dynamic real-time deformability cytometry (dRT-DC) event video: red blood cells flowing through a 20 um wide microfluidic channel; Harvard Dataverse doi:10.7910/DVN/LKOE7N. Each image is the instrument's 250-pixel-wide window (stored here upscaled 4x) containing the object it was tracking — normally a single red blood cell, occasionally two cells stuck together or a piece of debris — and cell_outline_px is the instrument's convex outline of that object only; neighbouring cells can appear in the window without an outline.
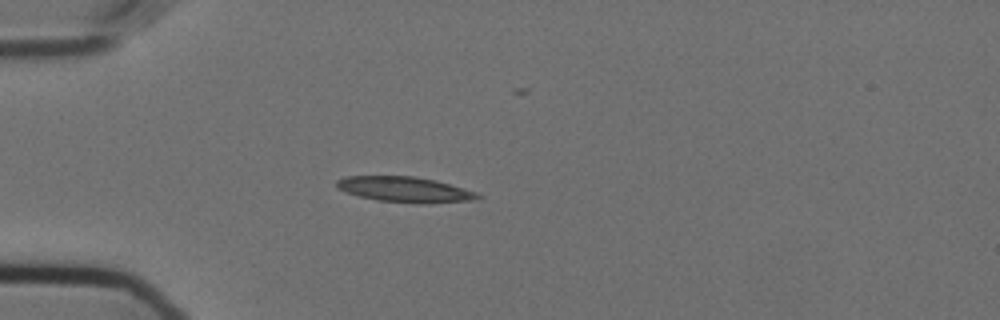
{"species": "Egyptian fruit bat (a non-hibernating species)", "species_latin": "Rousettus aegyptiacus", "temperature_condition": "cold", "stored_images_in_passage": 19, "camera_frame_rate_fps": 3000, "um_per_image_px": 0.085, "animal": {"sex": "female"}, "frame": {"image": 1, "passage_image": 16, "time_ms": 5.0, "image_size_px": [1000, 320], "cell_outline_px": [[484, 196], [472, 200], [420, 204], [416, 204], [376, 200], [344, 192], [336, 188], [336, 180], [348, 176], [416, 176], [436, 180], [476, 192]], "centroid_in_image_um": [34.39, 16.11], "position_along_channel_um": 50.6, "area_um2": 21.04}}